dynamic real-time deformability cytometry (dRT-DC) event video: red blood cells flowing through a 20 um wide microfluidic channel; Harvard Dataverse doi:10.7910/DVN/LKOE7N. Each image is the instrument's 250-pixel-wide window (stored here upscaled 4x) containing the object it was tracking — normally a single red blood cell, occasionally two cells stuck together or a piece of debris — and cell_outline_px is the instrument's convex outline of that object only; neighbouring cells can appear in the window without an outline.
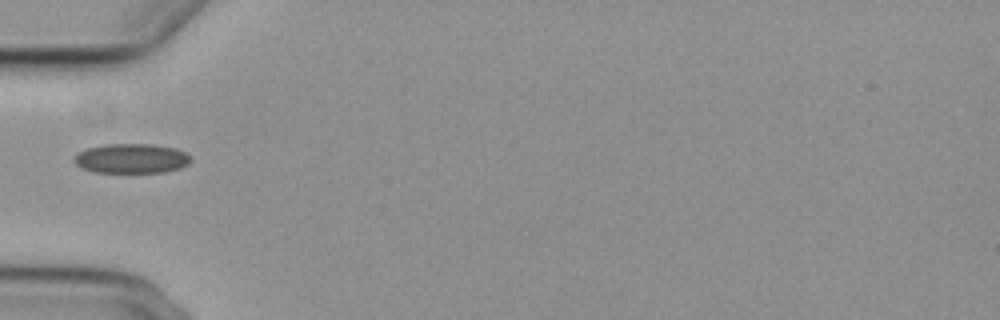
{"species": "common noctule bat (a hibernating species)", "species_latin": "Nyctalus noctula", "temperature_condition": "cold", "stored_images_in_passage": 1, "camera_frame_rate_fps": 3000, "um_per_image_px": 0.085, "animal": {"sex": "female", "body_mass_g": 29.2, "forearm_length_mm": 56.3}, "frame": {"image": 1, "passage_image": 1, "time_ms": 0.0, "image_size_px": [1000, 320], "cell_outline_px": [[192, 160], [188, 164], [180, 168], [164, 172], [92, 172], [80, 168], [72, 160], [76, 152], [88, 148], [104, 144], [152, 144], [176, 148], [184, 152]], "centroid_in_image_um": [11.12, 13.47], "position_along_channel_um": 73.9, "area_um2": 20.29}}